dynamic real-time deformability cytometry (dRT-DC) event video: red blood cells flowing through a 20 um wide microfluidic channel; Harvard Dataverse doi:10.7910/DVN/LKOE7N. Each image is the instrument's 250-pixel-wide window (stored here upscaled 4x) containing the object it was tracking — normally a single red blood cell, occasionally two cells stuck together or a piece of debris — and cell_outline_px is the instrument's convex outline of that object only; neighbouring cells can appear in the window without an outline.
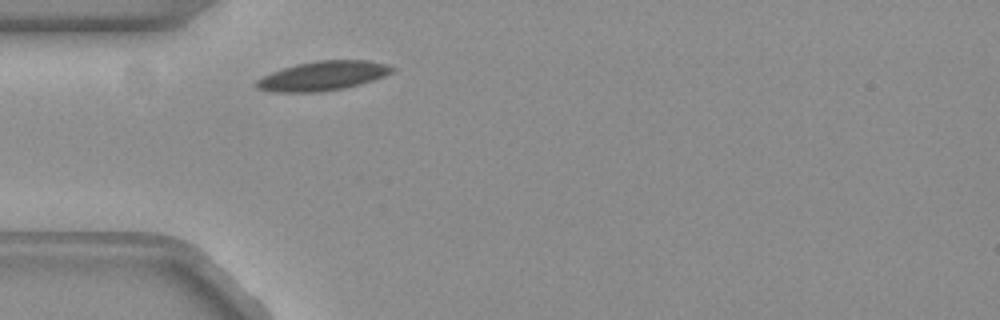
{"species": "common noctule bat (a hibernating species)", "species_latin": "Nyctalus noctula", "temperature_condition": "warm", "stored_images_in_passage": 31, "camera_frame_rate_fps": 3000, "um_per_image_px": 0.085, "animal": {"sex": "female", "body_mass_g": 19.3, "forearm_length_mm": 54.1}, "frame": {"image": 1, "passage_image": 2, "time_ms": 0.333, "image_size_px": [1000, 320], "cell_outline_px": [[396, 68], [392, 72], [384, 76], [360, 84], [344, 88], [320, 92], [272, 92], [256, 88], [256, 80], [272, 72], [296, 64], [316, 60], [368, 60], [388, 64]], "centroid_in_image_um": [27.46, 6.44], "position_along_channel_um": 57.5, "area_um2": 23.18}}
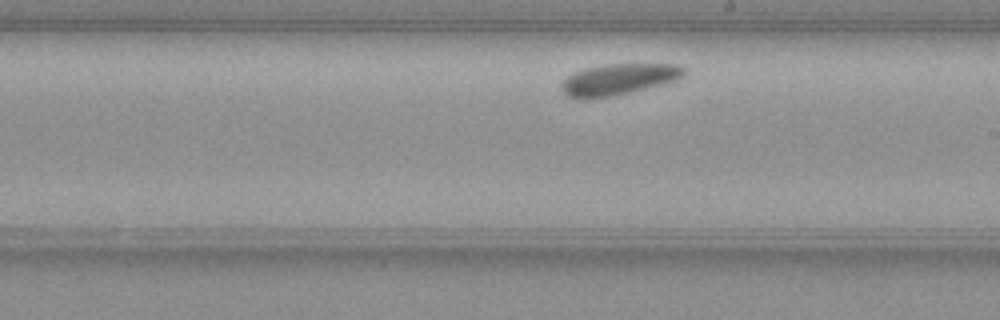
{"frame": {"image": 2, "passage_image": 18, "time_ms": 5.667, "image_size_px": [1000, 320], "cell_outline_px": [[688, 72], [680, 80], [632, 92], [612, 96], [588, 100], [576, 100], [568, 96], [560, 88], [560, 84], [572, 72], [584, 68], [604, 64], [680, 64], [688, 68]], "centroid_in_image_um": [52.62, 6.75], "position_along_channel_um": 236.4, "area_um2": 23.12}}
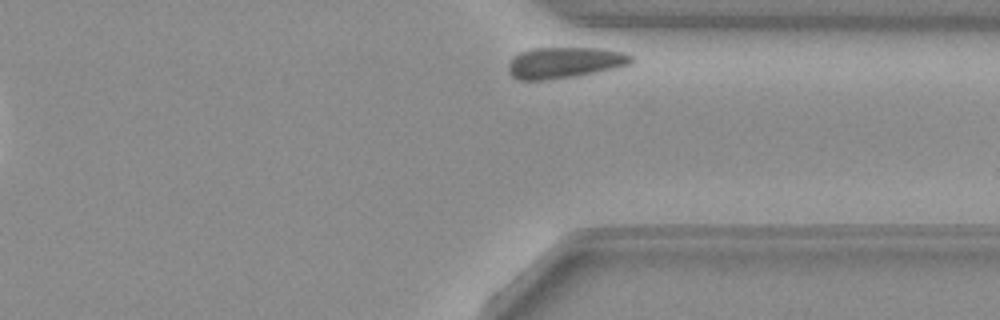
{"frame": {"image": 3, "passage_image": 30, "time_ms": 9.667, "image_size_px": [1000, 320], "cell_outline_px": [[632, 64], [616, 68], [576, 76], [544, 80], [520, 80], [512, 76], [508, 68], [508, 64], [512, 56], [520, 52], [532, 48], [600, 48], [624, 52], [632, 56]], "centroid_in_image_um": [47.99, 5.32], "position_along_channel_um": 363.4, "area_um2": 22.37}, "authors_computed_cell_mechanics": {"area_um2": 22.7732, "velocity_mm_per_s": 3.28, "shape_relaxation_time_tau1_ms": 1.4433, "shape_relaxation_time_tau2_ms": null, "deformation_change_tau1": 0.0523, "deformation_change_tau2": null}}